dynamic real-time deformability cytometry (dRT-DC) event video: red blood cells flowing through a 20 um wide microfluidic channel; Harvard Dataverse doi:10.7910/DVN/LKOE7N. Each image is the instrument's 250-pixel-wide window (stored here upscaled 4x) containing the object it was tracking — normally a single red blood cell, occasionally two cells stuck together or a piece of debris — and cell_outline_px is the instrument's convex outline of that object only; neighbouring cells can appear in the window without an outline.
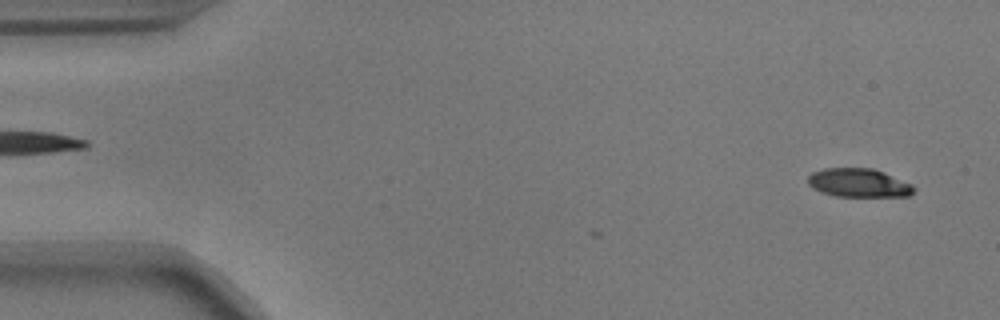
{"species": "common noctule bat (a hibernating species)", "species_latin": "Nyctalus noctula", "temperature_condition": "warm", "stored_images_in_passage": 4, "camera_frame_rate_fps": 3000, "um_per_image_px": 0.085, "animal": {"sex": "male", "body_mass_g": 17.9}, "frame": {"image": 1, "passage_image": 2, "time_ms": 0.333, "image_size_px": [1000, 320], "cell_outline_px": [[916, 188], [908, 196], [836, 196], [812, 188], [808, 184], [808, 176], [812, 172], [824, 168], [872, 168], [884, 172], [912, 184]], "centroid_in_image_um": [72.98, 15.53], "position_along_channel_um": 12.0, "area_um2": 17.57}}